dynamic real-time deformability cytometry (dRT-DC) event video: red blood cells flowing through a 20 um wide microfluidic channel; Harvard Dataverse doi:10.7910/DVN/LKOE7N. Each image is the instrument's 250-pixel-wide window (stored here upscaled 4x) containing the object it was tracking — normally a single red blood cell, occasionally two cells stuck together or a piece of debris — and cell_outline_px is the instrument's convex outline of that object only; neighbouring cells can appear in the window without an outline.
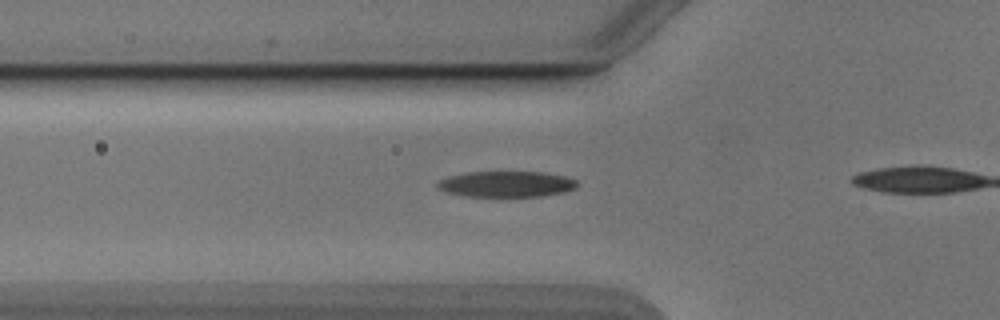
{"species": "Egyptian fruit bat (a non-hibernating species)", "species_latin": "Rousettus aegyptiacus", "temperature_condition": "cold", "stored_images_in_passage": 8, "camera_frame_rate_fps": 3000, "um_per_image_px": 0.085, "animal": {"sex": "male"}, "frame": {"image": 1, "passage_image": 3, "time_ms": 0.667, "image_size_px": [1000, 320], "cell_outline_px": [[580, 184], [576, 188], [564, 192], [540, 196], [464, 196], [448, 192], [436, 188], [436, 184], [440, 180], [448, 176], [464, 172], [544, 172], [564, 176], [576, 180]], "centroid_in_image_um": [43.04, 15.64], "position_along_channel_um": 82.8, "area_um2": 21.1}}
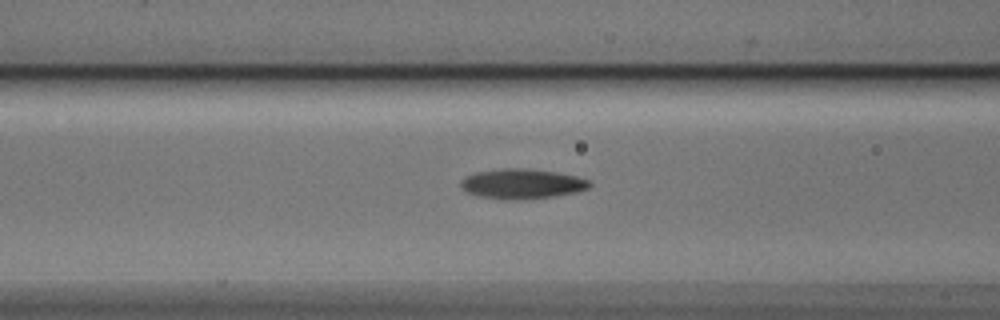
{"frame": {"image": 2, "passage_image": 6, "time_ms": 1.667, "image_size_px": [1000, 320], "cell_outline_px": [[592, 184], [588, 188], [576, 192], [556, 196], [524, 200], [508, 200], [476, 196], [460, 188], [460, 180], [464, 176], [476, 172], [504, 168], [524, 168], [556, 172], [576, 176], [592, 180]], "centroid_in_image_um": [44.36, 15.63], "position_along_channel_um": 122.2, "area_um2": 22.83}}